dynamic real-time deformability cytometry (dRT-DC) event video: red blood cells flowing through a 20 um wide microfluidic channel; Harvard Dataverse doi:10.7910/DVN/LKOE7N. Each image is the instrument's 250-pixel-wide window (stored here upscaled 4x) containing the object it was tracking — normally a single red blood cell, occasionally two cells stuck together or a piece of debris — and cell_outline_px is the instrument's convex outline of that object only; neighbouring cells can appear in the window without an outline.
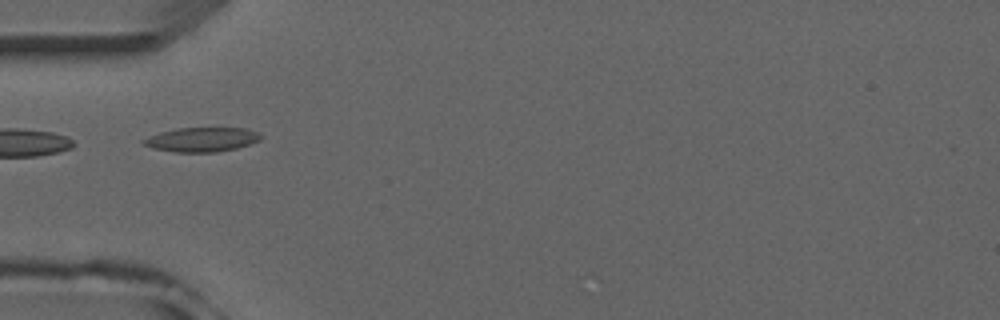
{"species": "common noctule bat (a hibernating species)", "species_latin": "Nyctalus noctula", "temperature_condition": "room temperature", "stored_images_in_passage": 36, "camera_frame_rate_fps": 3000, "um_per_image_px": 0.085, "animal": {"sex": "male", "forearm_length_mm": 52.5}, "frame": {"image": 1, "passage_image": 1, "time_ms": 0.0, "image_size_px": [1000, 320], "cell_outline_px": [[260, 140], [236, 148], [216, 152], [176, 152], [152, 148], [144, 144], [140, 140], [160, 132], [176, 128], [244, 128], [256, 132], [260, 136]], "centroid_in_image_um": [17.1, 11.86], "position_along_channel_um": 67.9, "area_um2": 16.42}, "authors_computed_cell_mechanics": {"area_um2": 15.6638, "velocity_mm_per_s": 3.9601, "shape_relaxation_time_tau1_ms": null, "shape_relaxation_time_tau2_ms": 2.3113, "deformation_change_tau1": null, "deformation_change_tau2": 0.0728}}